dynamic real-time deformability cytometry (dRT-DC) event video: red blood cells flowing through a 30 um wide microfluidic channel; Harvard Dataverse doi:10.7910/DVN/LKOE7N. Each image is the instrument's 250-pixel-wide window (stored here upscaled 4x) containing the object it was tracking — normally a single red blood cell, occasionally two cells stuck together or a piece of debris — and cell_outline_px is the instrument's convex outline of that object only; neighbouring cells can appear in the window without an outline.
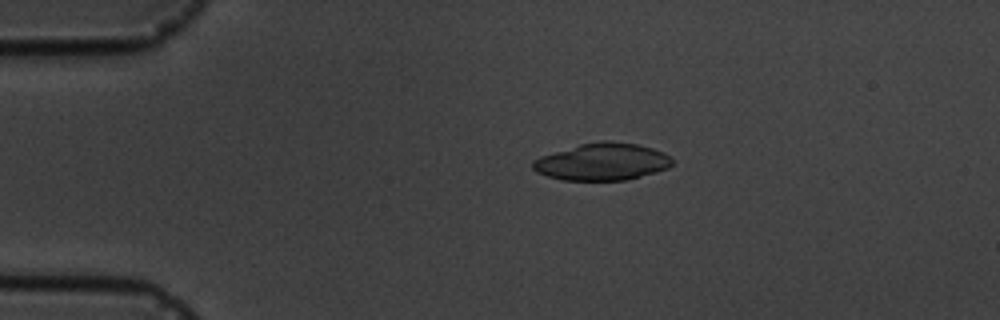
{"species": "common noctule bat (a hibernating species)", "species_latin": "Nyctalus noctula", "temperature_condition": "cold", "stored_images_in_passage": 6, "camera_frame_rate_fps": 3000, "um_per_image_px": 0.085, "animal": {"sex": "male", "body_mass_g": 19.5, "forearm_length_mm": 54.6}, "frame": {"image": 1, "passage_image": 4, "time_ms": 3.333, "image_size_px": [1000, 320], "cell_outline_px": [[672, 164], [668, 168], [656, 172], [628, 180], [560, 180], [536, 172], [532, 168], [532, 160], [540, 156], [580, 144], [600, 140], [612, 140], [636, 144], [652, 148], [664, 152], [672, 156]], "centroid_in_image_um": [51.19, 13.74], "position_along_channel_um": 33.8, "area_um2": 30.46}}